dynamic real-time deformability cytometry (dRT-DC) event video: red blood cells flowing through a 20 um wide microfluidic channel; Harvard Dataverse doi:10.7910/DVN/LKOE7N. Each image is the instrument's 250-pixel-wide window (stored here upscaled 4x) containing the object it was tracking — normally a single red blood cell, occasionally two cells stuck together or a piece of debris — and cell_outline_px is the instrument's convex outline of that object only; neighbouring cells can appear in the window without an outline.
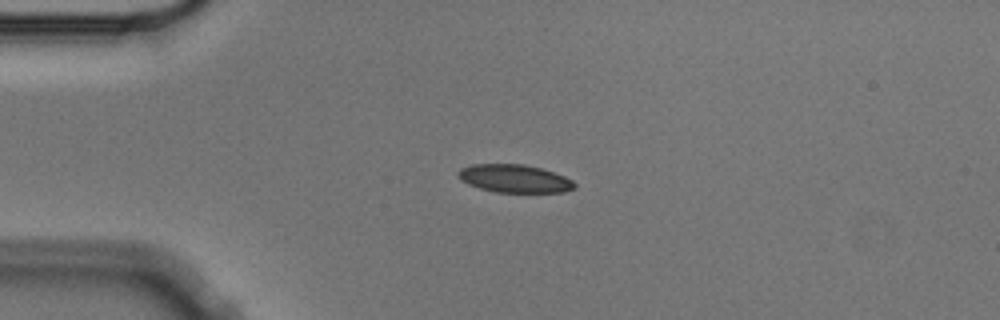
{"species": "Egyptian fruit bat (a non-hibernating species)", "species_latin": "Rousettus aegyptiacus", "temperature_condition": "cold", "stored_images_in_passage": 35, "camera_frame_rate_fps": 3000, "um_per_image_px": 0.085, "animal": {"sex": "male"}, "frame": {"image": 1, "passage_image": 1, "time_ms": 0.0, "image_size_px": [1000, 320], "cell_outline_px": [[576, 188], [564, 192], [496, 192], [480, 188], [468, 184], [460, 180], [456, 176], [456, 172], [460, 168], [472, 164], [524, 164], [540, 168], [564, 176], [572, 180], [576, 184]], "centroid_in_image_um": [43.69, 15.17], "position_along_channel_um": 41.3, "area_um2": 19.07}}
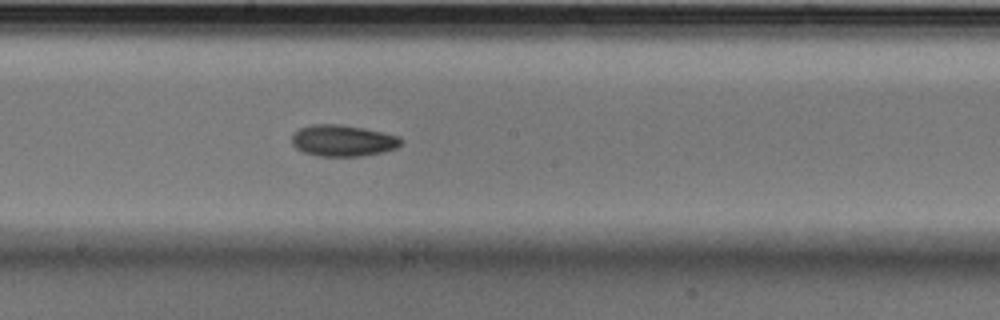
{"frame": {"image": 2, "passage_image": 18, "time_ms": 5.667, "image_size_px": [1000, 320], "cell_outline_px": [[404, 140], [396, 148], [384, 152], [364, 156], [316, 156], [304, 152], [296, 148], [292, 144], [292, 136], [300, 128], [312, 124], [340, 124], [364, 128], [400, 136]], "centroid_in_image_um": [29.17, 11.96], "position_along_channel_um": 219.0, "area_um2": 20.11}}
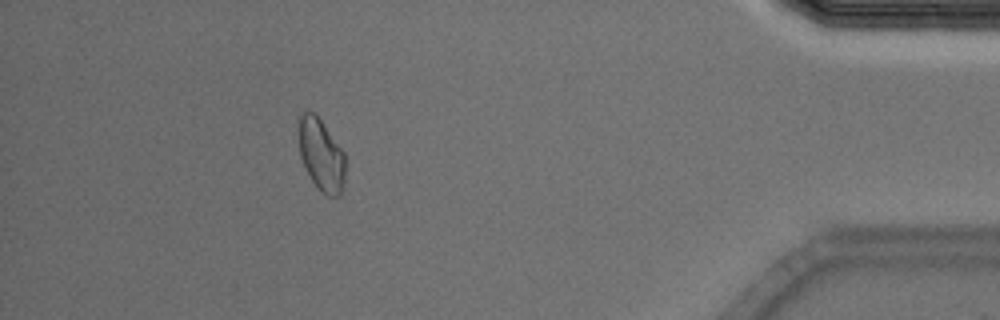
{"frame": {"image": 3, "passage_image": 34, "time_ms": 11.0, "image_size_px": [1000, 320], "cell_outline_px": [[344, 180], [340, 196], [328, 196], [312, 180], [300, 156], [300, 116], [304, 112], [312, 112], [320, 120], [344, 152]], "centroid_in_image_um": [27.32, 13.18], "position_along_channel_um": 407.9, "area_um2": 18.67}, "authors_computed_cell_mechanics": {"area_um2": 19.8254, "velocity_mm_per_s": 3.5871, "shape_relaxation_time_tau1_ms": 8.1378, "shape_relaxation_time_tau2_ms": 8.7374, "deformation_change_tau1": 0.1258, "deformation_change_tau2": 0.1029}}